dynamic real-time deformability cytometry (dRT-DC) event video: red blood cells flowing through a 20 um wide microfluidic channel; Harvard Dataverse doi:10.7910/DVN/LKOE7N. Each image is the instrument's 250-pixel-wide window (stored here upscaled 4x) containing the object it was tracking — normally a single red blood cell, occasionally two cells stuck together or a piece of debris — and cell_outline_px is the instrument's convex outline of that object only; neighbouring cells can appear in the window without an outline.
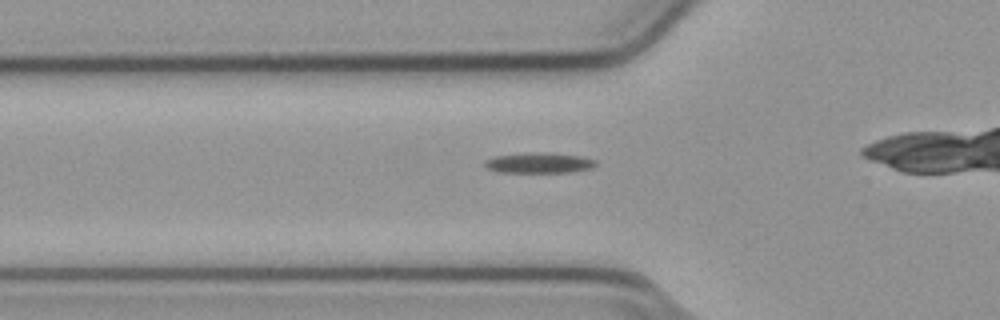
{"species": "common noctule bat (a hibernating species)", "species_latin": "Nyctalus noctula", "temperature_condition": "cold", "stored_images_in_passage": 36, "camera_frame_rate_fps": 3000, "um_per_image_px": 0.085, "animal": {"sex": "male", "body_mass_g": 23.1, "forearm_length_mm": 52.7}, "frame": {"image": 1, "passage_image": 11, "time_ms": 3.333, "image_size_px": [1000, 320], "cell_outline_px": [[596, 164], [592, 168], [568, 172], [500, 172], [488, 168], [484, 164], [484, 160], [496, 156], [524, 152], [548, 152], [580, 156], [596, 160]], "centroid_in_image_um": [45.81, 13.83], "position_along_channel_um": 80.0, "area_um2": 13.24}}
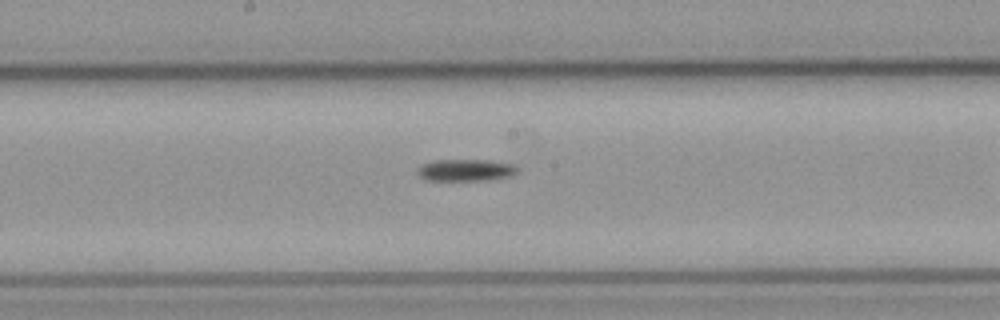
{"frame": {"image": 2, "passage_image": 21, "time_ms": 6.667, "image_size_px": [1000, 320], "cell_outline_px": [[520, 168], [512, 176], [484, 180], [428, 180], [420, 176], [416, 172], [416, 168], [420, 164], [432, 160], [492, 160], [512, 164]], "centroid_in_image_um": [39.56, 14.45], "position_along_channel_um": 208.6, "area_um2": 12.89}}
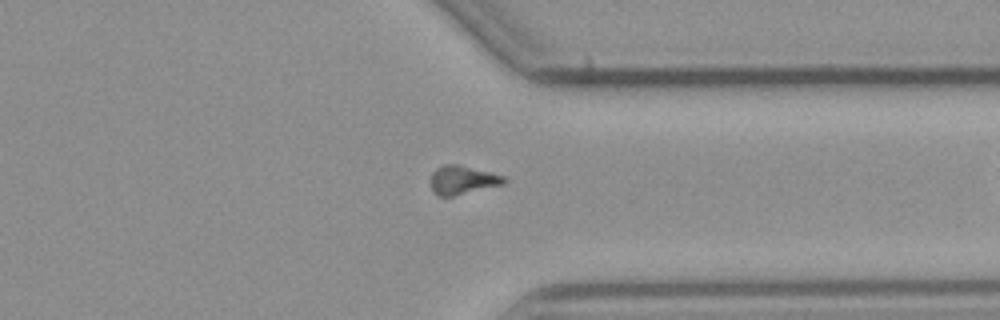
{"frame": {"image": 3, "passage_image": 34, "time_ms": 11.0, "image_size_px": [1000, 320], "cell_outline_px": [[508, 180], [504, 184], [452, 196], [436, 196], [432, 192], [432, 172], [436, 168], [444, 164], [456, 164], [504, 176]], "centroid_in_image_um": [39.3, 15.31], "position_along_channel_um": 372.1, "area_um2": 12.08}}